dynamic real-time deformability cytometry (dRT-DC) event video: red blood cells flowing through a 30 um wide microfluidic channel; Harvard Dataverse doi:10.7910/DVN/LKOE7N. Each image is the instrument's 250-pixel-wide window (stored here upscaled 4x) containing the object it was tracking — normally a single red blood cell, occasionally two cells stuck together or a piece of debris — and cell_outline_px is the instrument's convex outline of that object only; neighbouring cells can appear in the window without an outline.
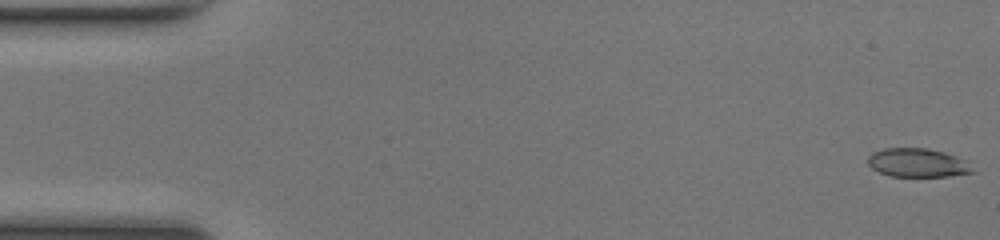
{"species": "common noctule bat (a hibernating species)", "species_latin": "Nyctalus noctula", "temperature_condition": "room temperature", "stored_images_in_passage": 50, "camera_frame_rate_fps": 3000, "um_per_image_px": 0.085, "animal": {"sex": "female", "body_mass_g": 17.0, "forearm_length_mm": 48.0}, "frame": {"image": 1, "passage_image": 1, "time_ms": 0.0, "image_size_px": [1000, 240], "cell_outline_px": [[976, 172], [948, 176], [888, 176], [872, 168], [868, 164], [868, 156], [872, 152], [884, 148], [928, 148], [944, 152], [968, 160]], "centroid_in_image_um": [78.03, 13.83], "position_along_channel_um": 7.0, "area_um2": 17.69}}
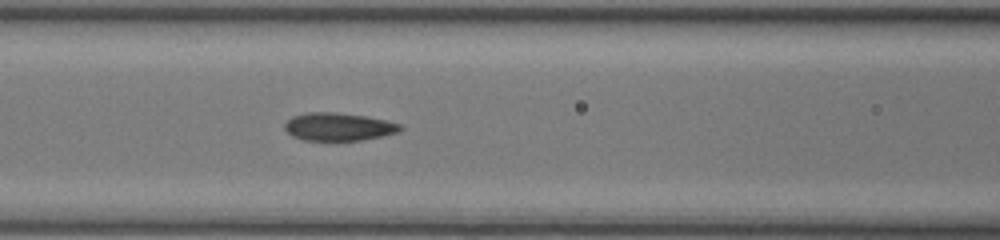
{"frame": {"image": 2, "passage_image": 21, "time_ms": 6.667, "image_size_px": [1000, 240], "cell_outline_px": [[404, 128], [396, 132], [384, 136], [360, 140], [304, 140], [292, 136], [284, 128], [284, 124], [292, 116], [308, 112], [336, 112], [364, 116], [388, 120], [400, 124]], "centroid_in_image_um": [28.78, 10.77], "position_along_channel_um": 137.8, "area_um2": 18.79}}
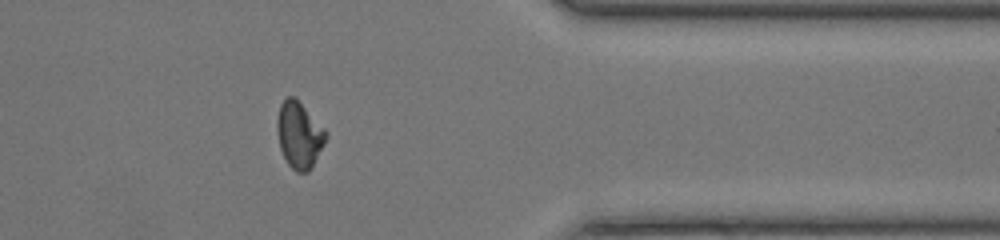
{"frame": {"image": 3, "passage_image": 40, "time_ms": 13.0, "image_size_px": [1000, 240], "cell_outline_px": [[328, 136], [312, 168], [308, 172], [296, 172], [288, 164], [280, 148], [276, 128], [276, 120], [280, 104], [288, 96], [296, 96], [328, 132]], "centroid_in_image_um": [25.44, 11.45], "position_along_channel_um": 386.0, "area_um2": 19.19}, "authors_computed_cell_mechanics": {"area_um2": 18.5538, "velocity_mm_per_s": 4.2121, "shape_relaxation_time_tau1_ms": 6.6255, "shape_relaxation_time_tau2_ms": 1.7734, "deformation_change_tau1": 0.2013, "deformation_change_tau2": 0.0679}}